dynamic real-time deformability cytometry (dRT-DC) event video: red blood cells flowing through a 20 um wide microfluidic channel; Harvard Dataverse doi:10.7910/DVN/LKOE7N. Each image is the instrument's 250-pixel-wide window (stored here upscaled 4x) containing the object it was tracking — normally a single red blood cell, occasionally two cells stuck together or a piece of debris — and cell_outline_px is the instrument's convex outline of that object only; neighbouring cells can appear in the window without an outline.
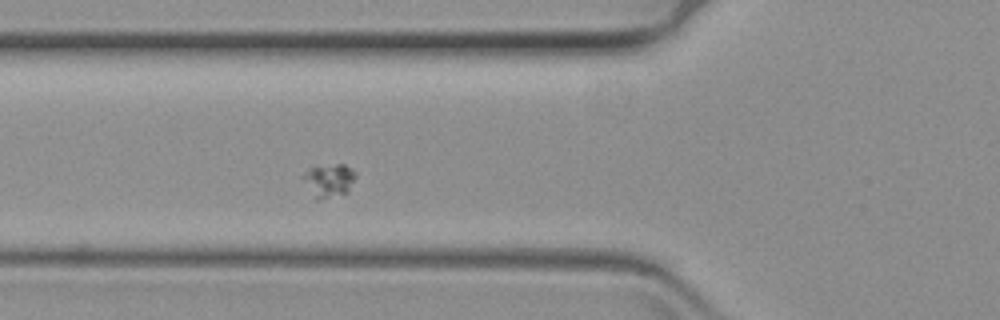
{"species": "common noctule bat (a hibernating species)", "species_latin": "Nyctalus noctula", "temperature_condition": "warm", "stored_images_in_passage": 40, "camera_frame_rate_fps": 3000, "um_per_image_px": 0.085, "animal": {"sex": "female", "body_mass_g": 19.3, "forearm_length_mm": 54.1}, "frame": {"image": 1, "passage_image": 14, "time_ms": 4.333, "image_size_px": [1000, 320], "cell_outline_px": [[356, 176], [348, 192], [320, 200], [316, 200], [300, 180], [300, 176], [308, 168], [336, 164], [344, 164], [352, 168], [356, 172]], "centroid_in_image_um": [27.91, 15.34], "position_along_channel_um": 97.9, "area_um2": 10.52}}
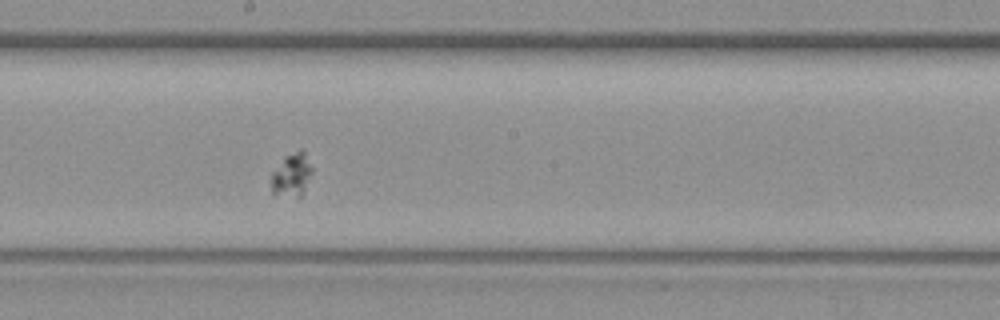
{"frame": {"image": 2, "passage_image": 26, "time_ms": 8.333, "image_size_px": [1000, 320], "cell_outline_px": [[312, 172], [300, 196], [272, 196], [272, 172], [284, 156], [300, 148], [304, 152], [312, 168]], "centroid_in_image_um": [24.76, 14.85], "position_along_channel_um": 223.4, "area_um2": 10.23}}
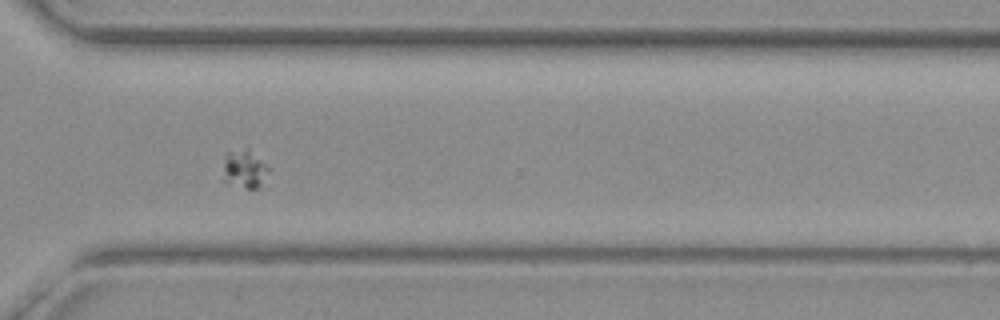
{"frame": {"image": 3, "passage_image": 38, "time_ms": 12.333, "image_size_px": [1000, 320], "cell_outline_px": [[272, 168], [260, 184], [256, 188], [248, 188], [220, 180], [224, 156], [228, 152], [248, 148], [268, 164]], "centroid_in_image_um": [20.76, 14.34], "position_along_channel_um": 349.8, "area_um2": 10.4}}